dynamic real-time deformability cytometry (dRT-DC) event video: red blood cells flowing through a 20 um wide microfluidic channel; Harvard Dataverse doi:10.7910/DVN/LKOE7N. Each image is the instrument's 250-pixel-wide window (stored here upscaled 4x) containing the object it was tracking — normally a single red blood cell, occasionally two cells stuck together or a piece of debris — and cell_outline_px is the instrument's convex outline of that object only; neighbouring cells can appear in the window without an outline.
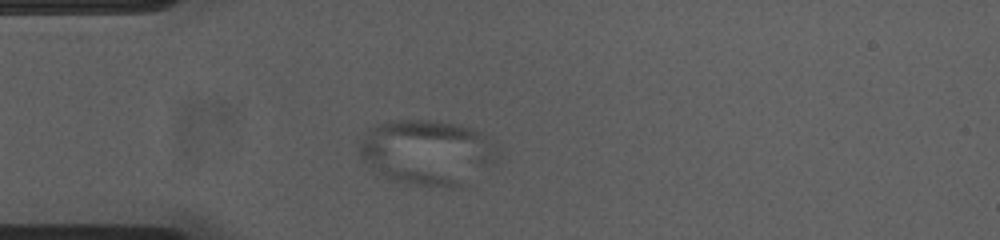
{"species": "common noctule bat (a hibernating species)", "species_latin": "Nyctalus noctula", "temperature_condition": "cold", "stored_images_in_passage": 45, "camera_frame_rate_fps": 3000, "um_per_image_px": 0.085, "animal": {"sex": "female", "body_mass_g": 23.0, "forearm_length_mm": 53.4}, "frame": {"image": 1, "passage_image": 3, "time_ms": 0.667, "image_size_px": [1000, 240], "cell_outline_px": [[492, 164], [460, 184], [408, 184], [384, 176], [376, 172], [364, 164], [360, 160], [356, 152], [356, 140], [368, 128], [376, 124], [388, 120], [436, 120], [460, 124], [472, 128], [480, 132], [488, 140], [492, 156]], "centroid_in_image_um": [36.06, 12.87], "position_along_channel_um": 48.9, "area_um2": 51.56}}
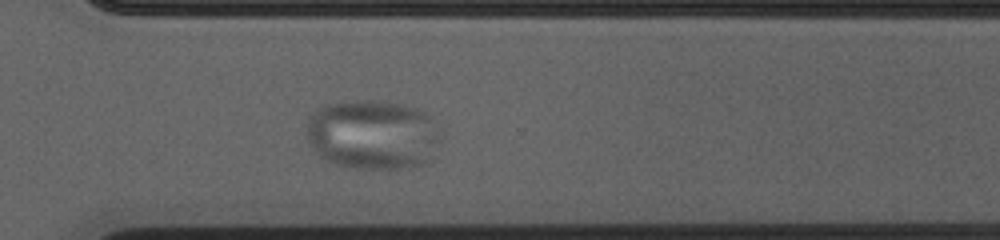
{"frame": {"image": 2, "passage_image": 29, "time_ms": 9.333, "image_size_px": [1000, 240], "cell_outline_px": [[428, 120], [424, 164], [408, 168], [356, 168], [336, 164], [320, 156], [308, 144], [308, 120], [312, 112], [316, 108], [328, 104], [356, 100], [372, 100], [396, 104], [416, 108], [424, 112], [428, 116]], "centroid_in_image_um": [31.38, 11.42], "position_along_channel_um": 339.2, "area_um2": 51.33}}
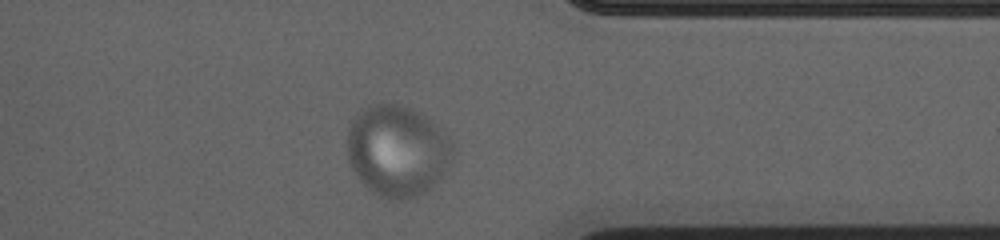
{"frame": {"image": 3, "passage_image": 33, "time_ms": 10.667, "image_size_px": [1000, 240], "cell_outline_px": [[456, 152], [432, 188], [416, 196], [400, 200], [392, 200], [380, 196], [372, 192], [356, 176], [348, 164], [348, 124], [356, 112], [368, 104], [396, 104], [412, 108], [420, 112], [448, 136], [452, 140], [456, 148]], "centroid_in_image_um": [33.75, 12.8], "position_along_channel_um": 377.7, "area_um2": 56.53}}